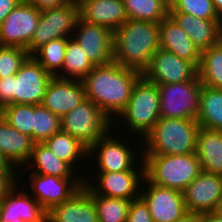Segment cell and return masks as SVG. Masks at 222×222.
<instances>
[{"label": "cell", "instance_id": "obj_1", "mask_svg": "<svg viewBox=\"0 0 222 222\" xmlns=\"http://www.w3.org/2000/svg\"><path fill=\"white\" fill-rule=\"evenodd\" d=\"M142 73L112 61L95 66L82 80L87 99L93 101L112 121L126 107L133 87Z\"/></svg>", "mask_w": 222, "mask_h": 222}, {"label": "cell", "instance_id": "obj_2", "mask_svg": "<svg viewBox=\"0 0 222 222\" xmlns=\"http://www.w3.org/2000/svg\"><path fill=\"white\" fill-rule=\"evenodd\" d=\"M159 36V23L128 19L113 31L114 61L142 73L160 49Z\"/></svg>", "mask_w": 222, "mask_h": 222}, {"label": "cell", "instance_id": "obj_3", "mask_svg": "<svg viewBox=\"0 0 222 222\" xmlns=\"http://www.w3.org/2000/svg\"><path fill=\"white\" fill-rule=\"evenodd\" d=\"M199 123L194 119L160 118L143 138L142 155L195 153ZM144 148V149H143Z\"/></svg>", "mask_w": 222, "mask_h": 222}, {"label": "cell", "instance_id": "obj_4", "mask_svg": "<svg viewBox=\"0 0 222 222\" xmlns=\"http://www.w3.org/2000/svg\"><path fill=\"white\" fill-rule=\"evenodd\" d=\"M118 117L113 120V123H117L115 126L113 124V129H117V125L122 122V127H128L127 131L130 129L132 135L137 137L136 141L140 140L142 144L143 138L160 119V94L157 84L142 76L133 87L131 98Z\"/></svg>", "mask_w": 222, "mask_h": 222}, {"label": "cell", "instance_id": "obj_5", "mask_svg": "<svg viewBox=\"0 0 222 222\" xmlns=\"http://www.w3.org/2000/svg\"><path fill=\"white\" fill-rule=\"evenodd\" d=\"M145 177L153 184L183 192L202 171L195 153L142 155Z\"/></svg>", "mask_w": 222, "mask_h": 222}, {"label": "cell", "instance_id": "obj_6", "mask_svg": "<svg viewBox=\"0 0 222 222\" xmlns=\"http://www.w3.org/2000/svg\"><path fill=\"white\" fill-rule=\"evenodd\" d=\"M113 121L90 99H85L61 117V131L79 139L88 148L112 130Z\"/></svg>", "mask_w": 222, "mask_h": 222}, {"label": "cell", "instance_id": "obj_7", "mask_svg": "<svg viewBox=\"0 0 222 222\" xmlns=\"http://www.w3.org/2000/svg\"><path fill=\"white\" fill-rule=\"evenodd\" d=\"M120 136L121 135H119V138H116L115 132L112 129L88 148V159L89 157L93 158V156L97 158L94 159L96 162L95 172L145 170L142 151H138L140 155L136 154L137 151L134 150V145L131 147V145H129L130 142L125 143L124 140L121 139L123 137ZM138 155L141 156V158ZM138 157L139 159H137ZM135 161H137L138 164Z\"/></svg>", "mask_w": 222, "mask_h": 222}, {"label": "cell", "instance_id": "obj_8", "mask_svg": "<svg viewBox=\"0 0 222 222\" xmlns=\"http://www.w3.org/2000/svg\"><path fill=\"white\" fill-rule=\"evenodd\" d=\"M79 19V5L73 0L63 6L43 9L36 31L27 48L31 56L38 48L51 40L71 38Z\"/></svg>", "mask_w": 222, "mask_h": 222}, {"label": "cell", "instance_id": "obj_9", "mask_svg": "<svg viewBox=\"0 0 222 222\" xmlns=\"http://www.w3.org/2000/svg\"><path fill=\"white\" fill-rule=\"evenodd\" d=\"M160 94V118L194 119L199 112L202 83L196 80L157 84Z\"/></svg>", "mask_w": 222, "mask_h": 222}, {"label": "cell", "instance_id": "obj_10", "mask_svg": "<svg viewBox=\"0 0 222 222\" xmlns=\"http://www.w3.org/2000/svg\"><path fill=\"white\" fill-rule=\"evenodd\" d=\"M83 176H85L83 177L84 184L95 195L123 198L132 201L140 197L145 170L95 172V180H93V174L90 175L92 176L91 178L85 174Z\"/></svg>", "mask_w": 222, "mask_h": 222}, {"label": "cell", "instance_id": "obj_11", "mask_svg": "<svg viewBox=\"0 0 222 222\" xmlns=\"http://www.w3.org/2000/svg\"><path fill=\"white\" fill-rule=\"evenodd\" d=\"M40 12L21 1L0 24V45L27 49L38 26Z\"/></svg>", "mask_w": 222, "mask_h": 222}, {"label": "cell", "instance_id": "obj_12", "mask_svg": "<svg viewBox=\"0 0 222 222\" xmlns=\"http://www.w3.org/2000/svg\"><path fill=\"white\" fill-rule=\"evenodd\" d=\"M142 76L154 84H172L196 80L198 68L173 52L162 48L153 55Z\"/></svg>", "mask_w": 222, "mask_h": 222}, {"label": "cell", "instance_id": "obj_13", "mask_svg": "<svg viewBox=\"0 0 222 222\" xmlns=\"http://www.w3.org/2000/svg\"><path fill=\"white\" fill-rule=\"evenodd\" d=\"M53 76L29 56L13 75V104L40 105Z\"/></svg>", "mask_w": 222, "mask_h": 222}, {"label": "cell", "instance_id": "obj_14", "mask_svg": "<svg viewBox=\"0 0 222 222\" xmlns=\"http://www.w3.org/2000/svg\"><path fill=\"white\" fill-rule=\"evenodd\" d=\"M140 196L147 203L153 222H174L187 212L183 192L155 185L146 177Z\"/></svg>", "mask_w": 222, "mask_h": 222}, {"label": "cell", "instance_id": "obj_15", "mask_svg": "<svg viewBox=\"0 0 222 222\" xmlns=\"http://www.w3.org/2000/svg\"><path fill=\"white\" fill-rule=\"evenodd\" d=\"M72 37L94 66L114 61L112 30L88 23L79 17Z\"/></svg>", "mask_w": 222, "mask_h": 222}, {"label": "cell", "instance_id": "obj_16", "mask_svg": "<svg viewBox=\"0 0 222 222\" xmlns=\"http://www.w3.org/2000/svg\"><path fill=\"white\" fill-rule=\"evenodd\" d=\"M28 180L31 182L34 197L48 212L54 206L69 200L84 184L83 179H64L56 176L30 173Z\"/></svg>", "mask_w": 222, "mask_h": 222}, {"label": "cell", "instance_id": "obj_17", "mask_svg": "<svg viewBox=\"0 0 222 222\" xmlns=\"http://www.w3.org/2000/svg\"><path fill=\"white\" fill-rule=\"evenodd\" d=\"M187 211L211 213L222 197V175L201 171L183 191Z\"/></svg>", "mask_w": 222, "mask_h": 222}, {"label": "cell", "instance_id": "obj_18", "mask_svg": "<svg viewBox=\"0 0 222 222\" xmlns=\"http://www.w3.org/2000/svg\"><path fill=\"white\" fill-rule=\"evenodd\" d=\"M19 187L18 181L0 201V222H12L15 219L24 222H47V212L27 193L30 190L25 192Z\"/></svg>", "mask_w": 222, "mask_h": 222}, {"label": "cell", "instance_id": "obj_19", "mask_svg": "<svg viewBox=\"0 0 222 222\" xmlns=\"http://www.w3.org/2000/svg\"><path fill=\"white\" fill-rule=\"evenodd\" d=\"M86 99L82 81L53 77L45 90L41 105L60 117Z\"/></svg>", "mask_w": 222, "mask_h": 222}, {"label": "cell", "instance_id": "obj_20", "mask_svg": "<svg viewBox=\"0 0 222 222\" xmlns=\"http://www.w3.org/2000/svg\"><path fill=\"white\" fill-rule=\"evenodd\" d=\"M77 1L79 17L88 23L104 26L114 31L128 20L123 0Z\"/></svg>", "mask_w": 222, "mask_h": 222}, {"label": "cell", "instance_id": "obj_21", "mask_svg": "<svg viewBox=\"0 0 222 222\" xmlns=\"http://www.w3.org/2000/svg\"><path fill=\"white\" fill-rule=\"evenodd\" d=\"M169 15L201 52L222 40V19H201L183 12H169Z\"/></svg>", "mask_w": 222, "mask_h": 222}, {"label": "cell", "instance_id": "obj_22", "mask_svg": "<svg viewBox=\"0 0 222 222\" xmlns=\"http://www.w3.org/2000/svg\"><path fill=\"white\" fill-rule=\"evenodd\" d=\"M159 27L160 48L173 52L199 68L202 52L176 21L168 15L159 23Z\"/></svg>", "mask_w": 222, "mask_h": 222}, {"label": "cell", "instance_id": "obj_23", "mask_svg": "<svg viewBox=\"0 0 222 222\" xmlns=\"http://www.w3.org/2000/svg\"><path fill=\"white\" fill-rule=\"evenodd\" d=\"M47 222H98L93 198L82 187L69 200L48 211Z\"/></svg>", "mask_w": 222, "mask_h": 222}, {"label": "cell", "instance_id": "obj_24", "mask_svg": "<svg viewBox=\"0 0 222 222\" xmlns=\"http://www.w3.org/2000/svg\"><path fill=\"white\" fill-rule=\"evenodd\" d=\"M34 143L30 136L14 129L0 115V152L16 171L28 163Z\"/></svg>", "mask_w": 222, "mask_h": 222}, {"label": "cell", "instance_id": "obj_25", "mask_svg": "<svg viewBox=\"0 0 222 222\" xmlns=\"http://www.w3.org/2000/svg\"><path fill=\"white\" fill-rule=\"evenodd\" d=\"M195 154L202 171L222 175V131L199 127Z\"/></svg>", "mask_w": 222, "mask_h": 222}, {"label": "cell", "instance_id": "obj_26", "mask_svg": "<svg viewBox=\"0 0 222 222\" xmlns=\"http://www.w3.org/2000/svg\"><path fill=\"white\" fill-rule=\"evenodd\" d=\"M27 165L32 166L31 173L35 174L56 176L64 179H83L84 177L78 175L77 178L75 175L77 172L68 163L56 157L44 143H34Z\"/></svg>", "mask_w": 222, "mask_h": 222}, {"label": "cell", "instance_id": "obj_27", "mask_svg": "<svg viewBox=\"0 0 222 222\" xmlns=\"http://www.w3.org/2000/svg\"><path fill=\"white\" fill-rule=\"evenodd\" d=\"M61 161L68 163L76 172L75 165L88 158V147L79 139L59 131L43 142Z\"/></svg>", "mask_w": 222, "mask_h": 222}, {"label": "cell", "instance_id": "obj_28", "mask_svg": "<svg viewBox=\"0 0 222 222\" xmlns=\"http://www.w3.org/2000/svg\"><path fill=\"white\" fill-rule=\"evenodd\" d=\"M196 120L200 127L222 131V89L202 85Z\"/></svg>", "mask_w": 222, "mask_h": 222}, {"label": "cell", "instance_id": "obj_29", "mask_svg": "<svg viewBox=\"0 0 222 222\" xmlns=\"http://www.w3.org/2000/svg\"><path fill=\"white\" fill-rule=\"evenodd\" d=\"M94 67L85 56L79 43L71 37L67 40L63 68L55 77L63 80L82 81Z\"/></svg>", "mask_w": 222, "mask_h": 222}, {"label": "cell", "instance_id": "obj_30", "mask_svg": "<svg viewBox=\"0 0 222 222\" xmlns=\"http://www.w3.org/2000/svg\"><path fill=\"white\" fill-rule=\"evenodd\" d=\"M198 76L202 85L222 89V40L202 51Z\"/></svg>", "mask_w": 222, "mask_h": 222}, {"label": "cell", "instance_id": "obj_31", "mask_svg": "<svg viewBox=\"0 0 222 222\" xmlns=\"http://www.w3.org/2000/svg\"><path fill=\"white\" fill-rule=\"evenodd\" d=\"M128 19L160 23L169 15V0H123Z\"/></svg>", "mask_w": 222, "mask_h": 222}, {"label": "cell", "instance_id": "obj_32", "mask_svg": "<svg viewBox=\"0 0 222 222\" xmlns=\"http://www.w3.org/2000/svg\"><path fill=\"white\" fill-rule=\"evenodd\" d=\"M83 188L93 198L98 222H126L131 200L95 195L85 184Z\"/></svg>", "mask_w": 222, "mask_h": 222}, {"label": "cell", "instance_id": "obj_33", "mask_svg": "<svg viewBox=\"0 0 222 222\" xmlns=\"http://www.w3.org/2000/svg\"><path fill=\"white\" fill-rule=\"evenodd\" d=\"M58 38L38 48L31 56L55 77L63 68L67 40Z\"/></svg>", "mask_w": 222, "mask_h": 222}, {"label": "cell", "instance_id": "obj_34", "mask_svg": "<svg viewBox=\"0 0 222 222\" xmlns=\"http://www.w3.org/2000/svg\"><path fill=\"white\" fill-rule=\"evenodd\" d=\"M61 130V117L47 108L33 105V141L43 143Z\"/></svg>", "mask_w": 222, "mask_h": 222}, {"label": "cell", "instance_id": "obj_35", "mask_svg": "<svg viewBox=\"0 0 222 222\" xmlns=\"http://www.w3.org/2000/svg\"><path fill=\"white\" fill-rule=\"evenodd\" d=\"M0 115L14 129L30 136L33 140V105H6L0 110Z\"/></svg>", "mask_w": 222, "mask_h": 222}, {"label": "cell", "instance_id": "obj_36", "mask_svg": "<svg viewBox=\"0 0 222 222\" xmlns=\"http://www.w3.org/2000/svg\"><path fill=\"white\" fill-rule=\"evenodd\" d=\"M169 12H183L201 19H221L212 0H169Z\"/></svg>", "mask_w": 222, "mask_h": 222}, {"label": "cell", "instance_id": "obj_37", "mask_svg": "<svg viewBox=\"0 0 222 222\" xmlns=\"http://www.w3.org/2000/svg\"><path fill=\"white\" fill-rule=\"evenodd\" d=\"M29 56L27 49L0 45V78L15 75Z\"/></svg>", "mask_w": 222, "mask_h": 222}, {"label": "cell", "instance_id": "obj_38", "mask_svg": "<svg viewBox=\"0 0 222 222\" xmlns=\"http://www.w3.org/2000/svg\"><path fill=\"white\" fill-rule=\"evenodd\" d=\"M126 222H153L149 207L141 196L131 201Z\"/></svg>", "mask_w": 222, "mask_h": 222}, {"label": "cell", "instance_id": "obj_39", "mask_svg": "<svg viewBox=\"0 0 222 222\" xmlns=\"http://www.w3.org/2000/svg\"><path fill=\"white\" fill-rule=\"evenodd\" d=\"M13 104V75L0 78V110Z\"/></svg>", "mask_w": 222, "mask_h": 222}, {"label": "cell", "instance_id": "obj_40", "mask_svg": "<svg viewBox=\"0 0 222 222\" xmlns=\"http://www.w3.org/2000/svg\"><path fill=\"white\" fill-rule=\"evenodd\" d=\"M19 172H0V201L6 196L8 191L17 183ZM18 177V178H17Z\"/></svg>", "mask_w": 222, "mask_h": 222}, {"label": "cell", "instance_id": "obj_41", "mask_svg": "<svg viewBox=\"0 0 222 222\" xmlns=\"http://www.w3.org/2000/svg\"><path fill=\"white\" fill-rule=\"evenodd\" d=\"M25 1L32 6L38 8L39 10L53 8L58 6H63L68 3H71L73 0H22Z\"/></svg>", "mask_w": 222, "mask_h": 222}, {"label": "cell", "instance_id": "obj_42", "mask_svg": "<svg viewBox=\"0 0 222 222\" xmlns=\"http://www.w3.org/2000/svg\"><path fill=\"white\" fill-rule=\"evenodd\" d=\"M22 0H0V24Z\"/></svg>", "mask_w": 222, "mask_h": 222}, {"label": "cell", "instance_id": "obj_43", "mask_svg": "<svg viewBox=\"0 0 222 222\" xmlns=\"http://www.w3.org/2000/svg\"><path fill=\"white\" fill-rule=\"evenodd\" d=\"M174 222H201V214L187 211L181 218Z\"/></svg>", "mask_w": 222, "mask_h": 222}, {"label": "cell", "instance_id": "obj_44", "mask_svg": "<svg viewBox=\"0 0 222 222\" xmlns=\"http://www.w3.org/2000/svg\"><path fill=\"white\" fill-rule=\"evenodd\" d=\"M0 172H18L11 164L6 160L3 154L0 152Z\"/></svg>", "mask_w": 222, "mask_h": 222}, {"label": "cell", "instance_id": "obj_45", "mask_svg": "<svg viewBox=\"0 0 222 222\" xmlns=\"http://www.w3.org/2000/svg\"><path fill=\"white\" fill-rule=\"evenodd\" d=\"M201 222H222V218L214 212L201 214Z\"/></svg>", "mask_w": 222, "mask_h": 222}, {"label": "cell", "instance_id": "obj_46", "mask_svg": "<svg viewBox=\"0 0 222 222\" xmlns=\"http://www.w3.org/2000/svg\"><path fill=\"white\" fill-rule=\"evenodd\" d=\"M215 10L222 19V0H212Z\"/></svg>", "mask_w": 222, "mask_h": 222}, {"label": "cell", "instance_id": "obj_47", "mask_svg": "<svg viewBox=\"0 0 222 222\" xmlns=\"http://www.w3.org/2000/svg\"><path fill=\"white\" fill-rule=\"evenodd\" d=\"M214 213L216 215H218L220 218H222V197H221V200L219 201L217 207H216V210L214 211Z\"/></svg>", "mask_w": 222, "mask_h": 222}, {"label": "cell", "instance_id": "obj_48", "mask_svg": "<svg viewBox=\"0 0 222 222\" xmlns=\"http://www.w3.org/2000/svg\"><path fill=\"white\" fill-rule=\"evenodd\" d=\"M12 222H24V221H22L21 219H15Z\"/></svg>", "mask_w": 222, "mask_h": 222}]
</instances>
